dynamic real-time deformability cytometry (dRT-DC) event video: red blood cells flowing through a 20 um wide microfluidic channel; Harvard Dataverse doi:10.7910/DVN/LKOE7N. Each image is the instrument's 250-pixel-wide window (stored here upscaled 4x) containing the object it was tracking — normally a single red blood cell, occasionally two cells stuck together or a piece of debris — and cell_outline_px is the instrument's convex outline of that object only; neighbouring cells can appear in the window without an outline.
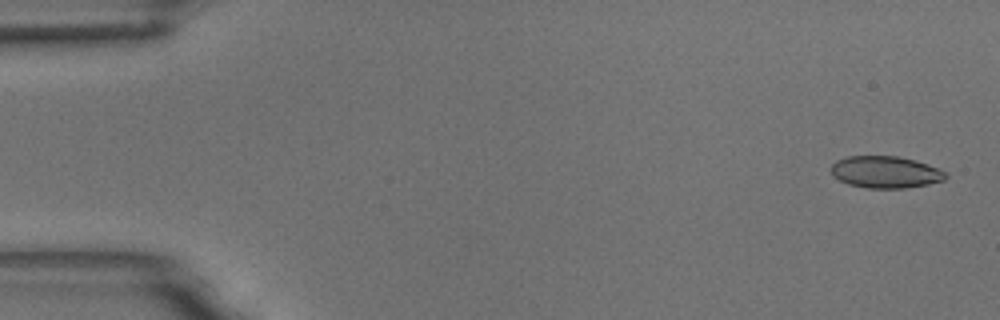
{"species": "common noctule bat (a hibernating species)", "species_latin": "Nyctalus noctula", "temperature_condition": "room temperature", "stored_images_in_passage": 54, "camera_frame_rate_fps": 3000, "um_per_image_px": 0.085, "animal": {"sex": "male", "body_mass_g": 18.8}, "frame": {"image": 1, "passage_image": 1, "time_ms": 0.0, "image_size_px": [1000, 320], "cell_outline_px": [[948, 176], [944, 180], [928, 184], [904, 188], [868, 188], [848, 184], [832, 176], [832, 164], [836, 160], [848, 156], [896, 156], [916, 160], [928, 164], [944, 172]], "centroid_in_image_um": [75.25, 14.62], "position_along_channel_um": 9.8, "area_um2": 21.21}}
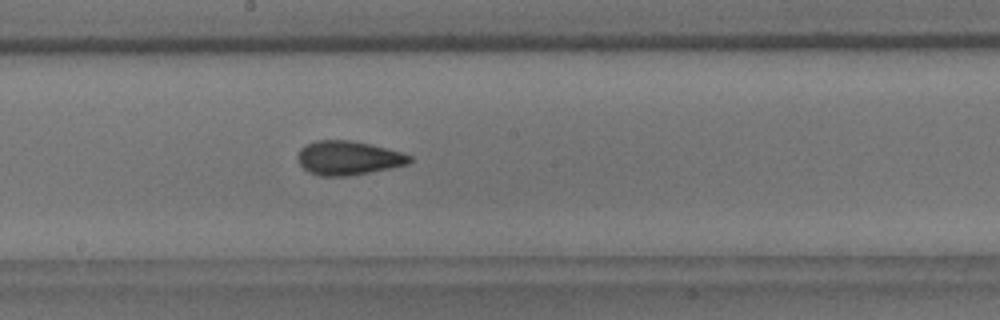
{"frame": {"image": 2, "passage_image": 29, "time_ms": 9.333, "image_size_px": [1000, 320], "cell_outline_px": [[412, 160], [408, 164], [392, 168], [348, 176], [320, 176], [308, 172], [300, 164], [296, 156], [300, 148], [304, 144], [316, 140], [348, 140], [368, 144], [400, 152], [412, 156]], "centroid_in_image_um": [29.56, 13.43], "position_along_channel_um": 218.6, "area_um2": 22.2}}
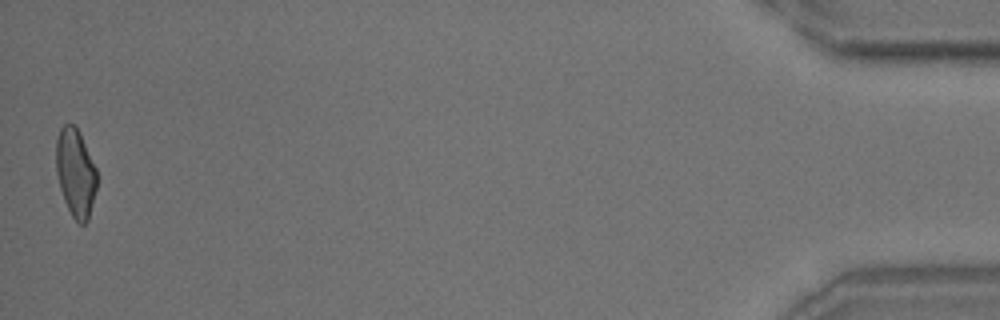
{"frame": {"image": 3, "passage_image": 54, "time_ms": 17.667, "image_size_px": [1000, 320], "cell_outline_px": [[96, 188], [88, 220], [84, 224], [80, 224], [72, 216], [64, 200], [60, 188], [56, 172], [56, 140], [60, 128], [64, 124], [72, 124], [80, 132], [96, 168]], "centroid_in_image_um": [6.41, 14.67], "position_along_channel_um": 428.8, "area_um2": 20.81}, "authors_computed_cell_mechanics": {"area_um2": 21.7328, "velocity_mm_per_s": 3.6397, "shape_relaxation_time_tau1_ms": null, "shape_relaxation_time_tau2_ms": 1.1986, "deformation_change_tau1": null, "deformation_change_tau2": 0.0752}}